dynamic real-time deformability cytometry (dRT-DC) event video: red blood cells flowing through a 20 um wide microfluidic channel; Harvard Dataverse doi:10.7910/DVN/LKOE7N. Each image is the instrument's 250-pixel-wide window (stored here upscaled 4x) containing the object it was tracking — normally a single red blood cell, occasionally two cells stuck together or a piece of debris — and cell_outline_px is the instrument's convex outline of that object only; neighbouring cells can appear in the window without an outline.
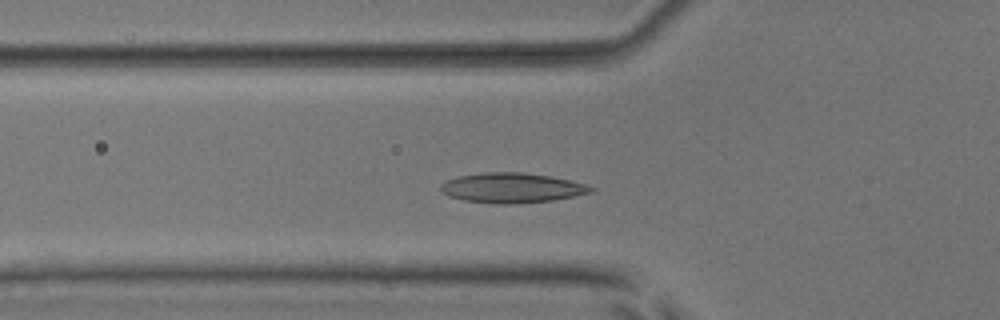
{"species": "common noctule bat (a hibernating species)", "species_latin": "Nyctalus noctula", "temperature_condition": "room temperature", "stored_images_in_passage": 44, "camera_frame_rate_fps": 3000, "um_per_image_px": 0.085, "animal": {"sex": "male", "body_mass_g": 17.9, "forearm_length_mm": 54.2}, "frame": {"image": 1, "passage_image": 13, "time_ms": 4.0, "image_size_px": [1000, 320], "cell_outline_px": [[596, 192], [552, 200], [516, 204], [492, 204], [464, 200], [448, 196], [440, 188], [440, 184], [448, 180], [460, 176], [484, 172], [520, 172], [548, 176], [568, 180], [584, 184], [596, 188]], "centroid_in_image_um": [43.52, 15.98], "position_along_channel_um": 82.3, "area_um2": 26.13}}
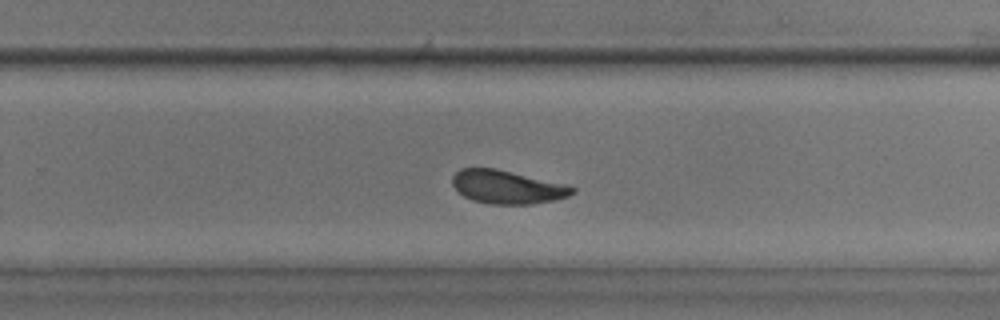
{"frame": {"image": 2, "passage_image": 29, "time_ms": 9.333, "image_size_px": [1000, 320], "cell_outline_px": [[576, 192], [568, 196], [556, 200], [532, 204], [488, 204], [472, 200], [464, 196], [452, 184], [452, 176], [460, 168], [496, 168], [568, 184], [576, 188]], "centroid_in_image_um": [43.15, 15.89], "position_along_channel_um": 286.6, "area_um2": 23.58}}
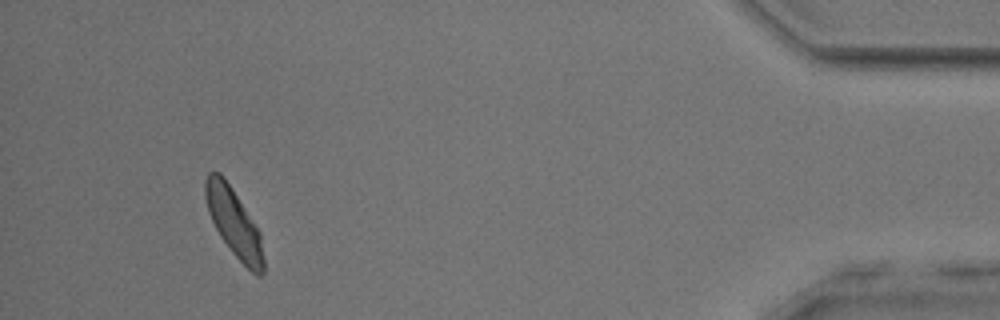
{"frame": {"image": 3, "passage_image": 44, "time_ms": 14.333, "image_size_px": [1000, 320], "cell_outline_px": [[264, 272], [260, 276], [256, 276], [232, 252], [220, 236], [208, 212], [204, 196], [204, 180], [208, 172], [220, 172], [224, 176], [232, 188], [260, 232], [264, 260]], "centroid_in_image_um": [19.87, 18.9], "position_along_channel_um": 415.3, "area_um2": 23.0}, "authors_computed_cell_mechanics": {"area_um2": 23.8136, "velocity_mm_per_s": 3.8413, "shape_relaxation_time_tau1_ms": 3.2551, "shape_relaxation_time_tau2_ms": 2.3183, "deformation_change_tau1": 0.0964, "deformation_change_tau2": 0.0688}}